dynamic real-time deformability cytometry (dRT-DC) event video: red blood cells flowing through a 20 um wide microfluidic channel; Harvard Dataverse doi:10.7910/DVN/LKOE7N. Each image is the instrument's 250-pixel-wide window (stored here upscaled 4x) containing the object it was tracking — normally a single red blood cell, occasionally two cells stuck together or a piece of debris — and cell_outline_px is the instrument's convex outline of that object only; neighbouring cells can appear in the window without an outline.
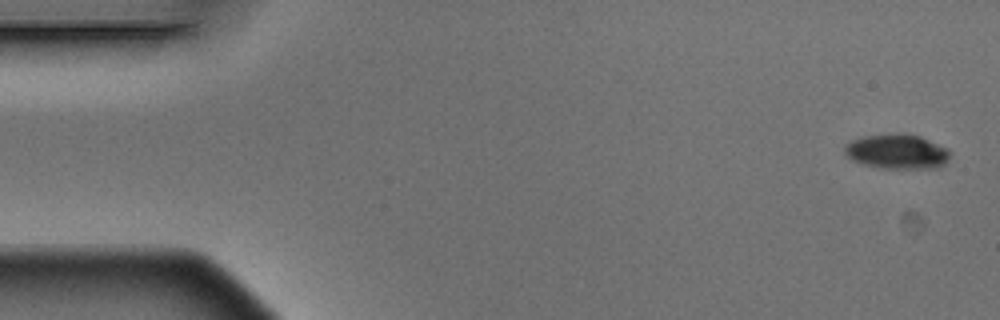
{"species": "Egyptian fruit bat (a non-hibernating species)", "species_latin": "Rousettus aegyptiacus", "temperature_condition": "warm", "stored_images_in_passage": 6, "camera_frame_rate_fps": 3000, "um_per_image_px": 0.085, "animal": {"sex": "male"}, "frame": {"image": 1, "passage_image": 1, "time_ms": 0.0, "image_size_px": [1000, 320], "cell_outline_px": [[952, 152], [948, 160], [944, 164], [936, 168], [880, 168], [864, 164], [852, 160], [844, 152], [844, 144], [860, 136], [900, 132], [904, 132], [920, 136], [948, 148]], "centroid_in_image_um": [76.25, 12.86], "position_along_channel_um": 8.7, "area_um2": 21.73}}